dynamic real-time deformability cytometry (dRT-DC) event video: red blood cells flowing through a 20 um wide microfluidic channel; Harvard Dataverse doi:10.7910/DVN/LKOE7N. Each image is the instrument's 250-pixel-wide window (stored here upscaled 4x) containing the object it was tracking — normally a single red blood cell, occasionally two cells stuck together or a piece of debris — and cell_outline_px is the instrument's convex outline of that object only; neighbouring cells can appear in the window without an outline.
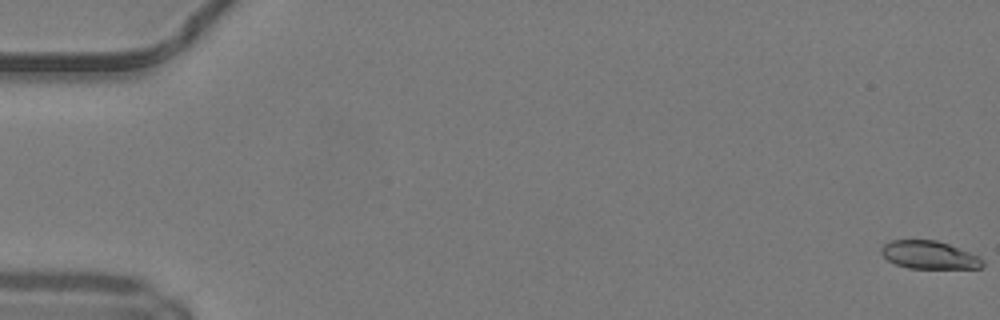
{"species": "common noctule bat (a hibernating species)", "species_latin": "Nyctalus noctula", "temperature_condition": "warm", "stored_images_in_passage": 51, "camera_frame_rate_fps": 3000, "um_per_image_px": 0.085, "animal": {"sex": "male", "body_mass_g": 19.2, "forearm_length_mm": 51.8}, "frame": {"image": 1, "passage_image": 1, "time_ms": 0.0, "image_size_px": [1000, 320], "cell_outline_px": [[984, 264], [980, 268], [908, 268], [896, 264], [888, 260], [880, 252], [880, 248], [884, 244], [892, 240], [936, 240], [948, 244], [980, 256], [984, 260]], "centroid_in_image_um": [78.99, 21.67], "position_along_channel_um": 6.0, "area_um2": 16.47}}
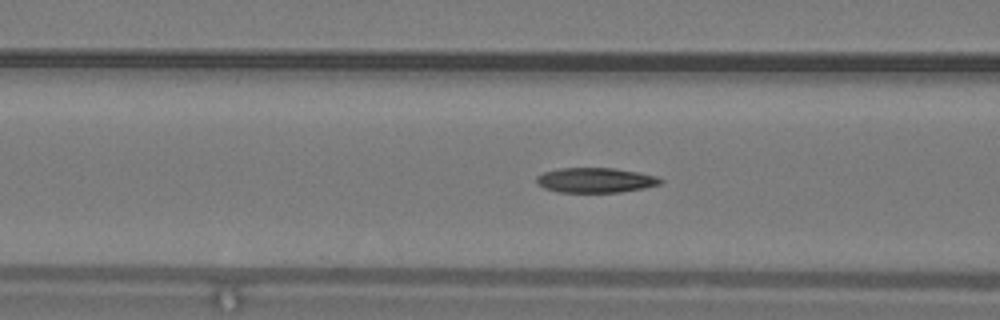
{"frame": {"image": 2, "passage_image": 21, "time_ms": 6.667, "image_size_px": [1000, 320], "cell_outline_px": [[664, 180], [660, 184], [644, 188], [620, 192], [556, 192], [544, 188], [536, 180], [536, 176], [544, 172], [560, 168], [616, 168], [640, 172], [656, 176]], "centroid_in_image_um": [50.64, 15.31], "position_along_channel_um": 116.0, "area_um2": 18.03}}
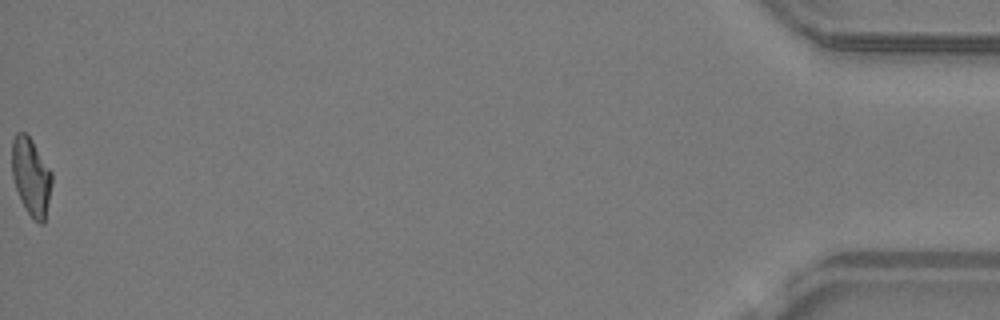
{"frame": {"image": 3, "passage_image": 51, "time_ms": 16.667, "image_size_px": [1000, 320], "cell_outline_px": [[52, 184], [44, 224], [40, 224], [32, 220], [24, 208], [20, 200], [12, 176], [12, 140], [16, 132], [28, 132], [52, 172]], "centroid_in_image_um": [2.64, 15.01], "position_along_channel_um": 432.6, "area_um2": 18.5}, "authors_computed_cell_mechanics": {"area_um2": 18.0914, "velocity_mm_per_s": 4.202, "shape_relaxation_time_tau1_ms": 5.1903, "shape_relaxation_time_tau2_ms": 2.6515, "deformation_change_tau1": 0.1704, "deformation_change_tau2": 0.0868}}